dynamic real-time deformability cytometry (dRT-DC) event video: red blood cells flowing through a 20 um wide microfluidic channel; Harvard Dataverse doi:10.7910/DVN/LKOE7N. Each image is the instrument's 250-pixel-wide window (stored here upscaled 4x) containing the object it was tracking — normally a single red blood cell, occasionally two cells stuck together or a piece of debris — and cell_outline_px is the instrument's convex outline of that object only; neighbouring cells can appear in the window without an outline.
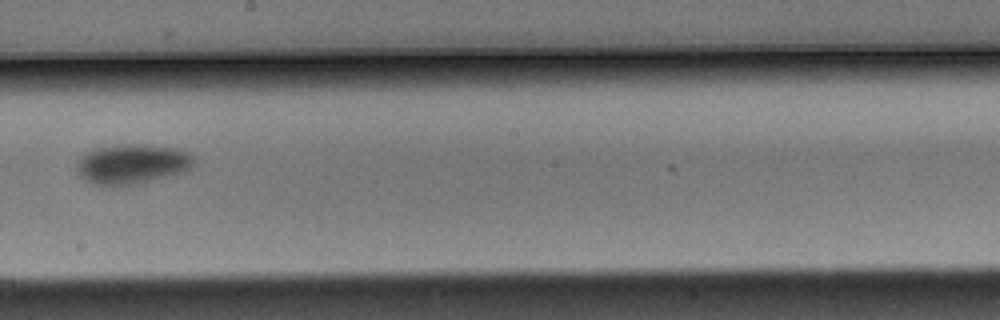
{"species": "Egyptian fruit bat (a non-hibernating species)", "species_latin": "Rousettus aegyptiacus", "temperature_condition": "warm", "stored_images_in_passage": 8, "camera_frame_rate_fps": 3000, "um_per_image_px": 0.085, "animal": {"sex": "male"}, "frame": {"image": 1, "passage_image": 8, "time_ms": 2.333, "image_size_px": [1000, 320], "cell_outline_px": [[196, 164], [192, 168], [184, 172], [120, 188], [96, 184], [80, 176], [76, 172], [76, 168], [80, 156], [92, 148], [120, 144], [144, 144], [184, 148], [196, 160]], "centroid_in_image_um": [11.26, 13.93], "position_along_channel_um": 236.9, "area_um2": 28.03}}